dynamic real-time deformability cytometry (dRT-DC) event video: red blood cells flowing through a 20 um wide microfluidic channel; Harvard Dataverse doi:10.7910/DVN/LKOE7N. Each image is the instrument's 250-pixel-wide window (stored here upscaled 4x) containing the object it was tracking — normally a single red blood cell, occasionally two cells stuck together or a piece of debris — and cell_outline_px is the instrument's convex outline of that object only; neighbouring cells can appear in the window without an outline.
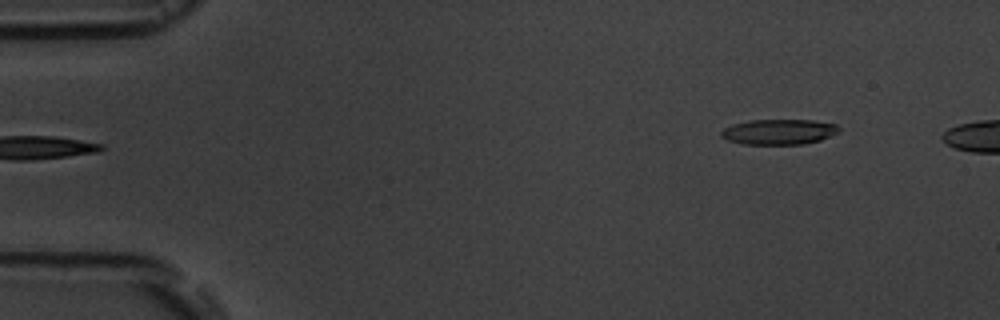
{"species": "common noctule bat (a hibernating species)", "species_latin": "Nyctalus noctula", "temperature_condition": "room temperature", "stored_images_in_passage": 4, "segment_of_instrument_passage": [2, 2], "camera_frame_rate_fps": 3000, "um_per_image_px": 0.085, "animal": {"sex": "male", "body_mass_g": 19.5, "forearm_length_mm": 54.6}, "frame": {"image": 1, "passage_image": 4, "time_ms": 3.333, "image_size_px": [1000, 320], "cell_outline_px": [[840, 132], [820, 140], [804, 144], [744, 144], [728, 140], [720, 136], [720, 132], [724, 128], [732, 124], [748, 120], [812, 120], [836, 124], [840, 128]], "centroid_in_image_um": [66.21, 11.2], "position_along_channel_um": 18.8, "area_um2": 17.46}}